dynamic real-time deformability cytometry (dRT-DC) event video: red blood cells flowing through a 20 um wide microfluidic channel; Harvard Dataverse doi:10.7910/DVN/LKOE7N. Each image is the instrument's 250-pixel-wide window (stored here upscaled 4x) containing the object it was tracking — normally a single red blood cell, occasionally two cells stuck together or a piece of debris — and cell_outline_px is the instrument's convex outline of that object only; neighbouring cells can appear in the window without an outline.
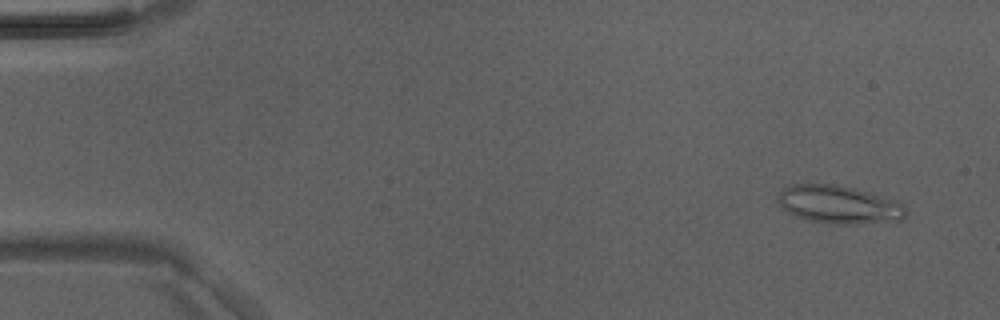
{"species": "Egyptian fruit bat (a non-hibernating species)", "species_latin": "Rousettus aegyptiacus", "temperature_condition": "room temperature", "stored_images_in_passage": 5, "camera_frame_rate_fps": 3000, "um_per_image_px": 0.085, "animal": {"sex": "male"}, "frame": {"image": 1, "passage_image": 1, "time_ms": 0.0, "image_size_px": [1000, 320], "cell_outline_px": [[904, 216], [900, 220], [860, 224], [836, 224], [808, 220], [796, 216], [788, 212], [780, 204], [776, 196], [788, 184], [836, 184], [856, 188], [896, 200], [904, 208]], "centroid_in_image_um": [71.27, 17.37], "position_along_channel_um": 13.7, "area_um2": 28.26}}